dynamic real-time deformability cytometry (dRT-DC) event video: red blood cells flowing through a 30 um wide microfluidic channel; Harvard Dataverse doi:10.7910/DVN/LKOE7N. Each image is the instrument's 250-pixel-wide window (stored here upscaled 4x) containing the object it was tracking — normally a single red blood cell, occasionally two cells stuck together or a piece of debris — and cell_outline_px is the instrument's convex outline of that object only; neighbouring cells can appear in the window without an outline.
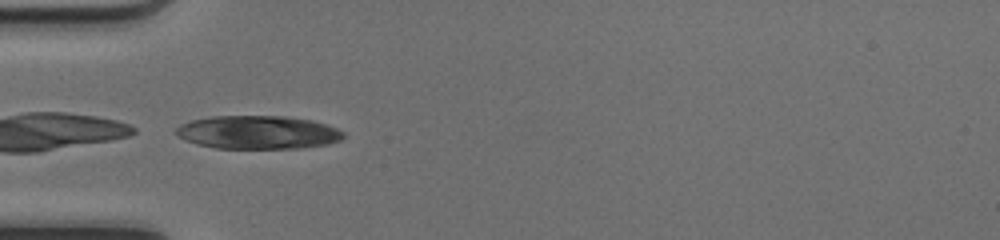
{"species": "common noctule bat (a hibernating species)", "species_latin": "Nyctalus noctula", "temperature_condition": "cold", "stored_images_in_passage": 21, "camera_frame_rate_fps": 3000, "um_per_image_px": 0.085, "animal": {"sex": "female", "body_mass_g": 17.0, "forearm_length_mm": 48.0}, "frame": {"image": 1, "passage_image": 1, "time_ms": 0.0, "image_size_px": [1000, 240], "cell_outline_px": [[344, 136], [340, 140], [328, 144], [300, 148], [216, 148], [196, 144], [176, 136], [176, 128], [180, 124], [192, 120], [212, 116], [284, 116], [312, 120], [336, 128], [344, 132]], "centroid_in_image_um": [21.9, 11.25], "position_along_channel_um": 63.1, "area_um2": 32.48}}